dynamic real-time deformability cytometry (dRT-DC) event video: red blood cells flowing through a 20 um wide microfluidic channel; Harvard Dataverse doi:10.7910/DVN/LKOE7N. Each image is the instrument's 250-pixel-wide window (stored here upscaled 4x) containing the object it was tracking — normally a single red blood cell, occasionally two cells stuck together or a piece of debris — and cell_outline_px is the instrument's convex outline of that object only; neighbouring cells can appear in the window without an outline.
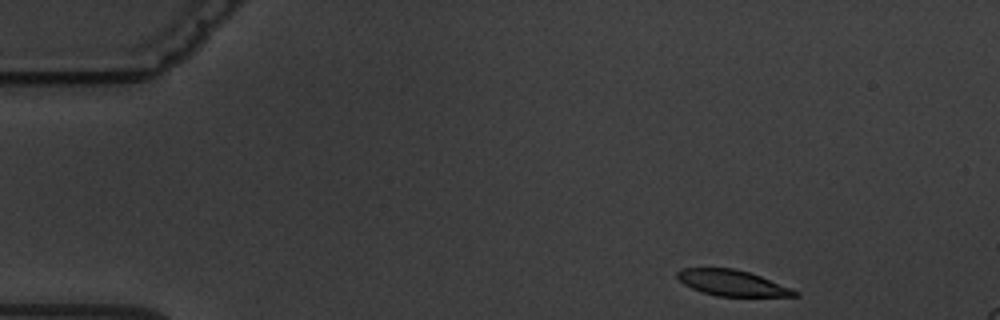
{"species": "common noctule bat (a hibernating species)", "species_latin": "Nyctalus noctula", "temperature_condition": "warm", "stored_images_in_passage": 4, "camera_frame_rate_fps": 3000, "um_per_image_px": 0.085, "animal": {"sex": "male", "body_mass_g": 19.5, "forearm_length_mm": 54.6}, "frame": {"image": 1, "passage_image": 1, "time_ms": 0.0, "image_size_px": [1000, 320], "cell_outline_px": [[800, 296], [716, 296], [692, 288], [684, 284], [676, 276], [676, 272], [680, 268], [732, 268], [748, 272], [760, 276], [792, 288], [800, 292]], "centroid_in_image_um": [62.24, 24.05], "position_along_channel_um": 22.8, "area_um2": 17.57}}